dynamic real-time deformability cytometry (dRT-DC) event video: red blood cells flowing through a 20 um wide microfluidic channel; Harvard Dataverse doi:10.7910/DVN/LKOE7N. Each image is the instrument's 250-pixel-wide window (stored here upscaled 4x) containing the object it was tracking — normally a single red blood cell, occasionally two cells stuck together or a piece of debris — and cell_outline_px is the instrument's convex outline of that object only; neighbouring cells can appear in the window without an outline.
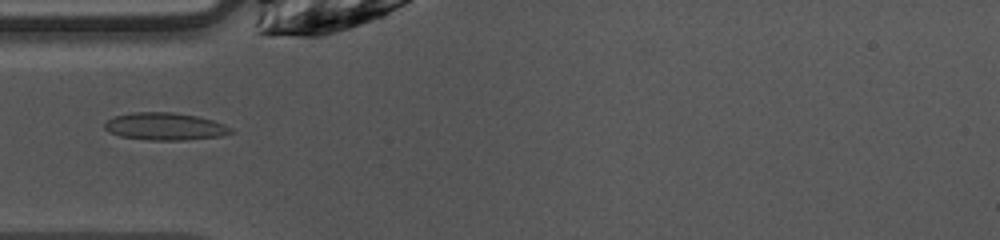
{"species": "common noctule bat (a hibernating species)", "species_latin": "Nyctalus noctula", "temperature_condition": "warm", "stored_images_in_passage": 47, "camera_frame_rate_fps": 3000, "um_per_image_px": 0.085, "animal": {"sex": "female", "body_mass_g": 10.0, "forearm_length_mm": 53.1}, "frame": {"image": 1, "passage_image": 13, "time_ms": 4.0, "image_size_px": [1000, 240], "cell_outline_px": [[232, 132], [220, 136], [184, 140], [148, 140], [120, 136], [108, 132], [104, 128], [104, 124], [108, 120], [116, 116], [132, 112], [172, 112], [196, 116], [212, 120], [224, 124], [232, 128]], "centroid_in_image_um": [14.0, 10.75], "position_along_channel_um": 71.0, "area_um2": 20.06}}
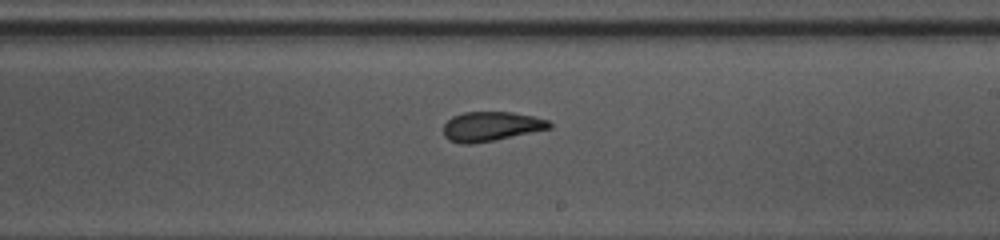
{"frame": {"image": 2, "passage_image": 26, "time_ms": 8.333, "image_size_px": [1000, 240], "cell_outline_px": [[552, 128], [472, 144], [460, 144], [448, 140], [444, 136], [444, 124], [452, 116], [464, 112], [512, 112], [532, 116], [548, 120], [552, 124]], "centroid_in_image_um": [41.71, 10.74], "position_along_channel_um": 247.3, "area_um2": 18.09}}
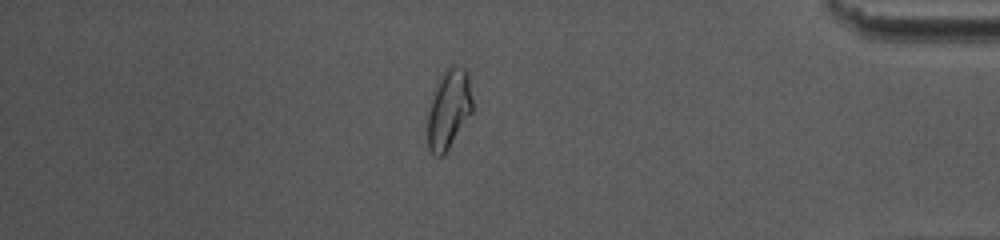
{"frame": {"image": 3, "passage_image": 40, "time_ms": 13.0, "image_size_px": [1000, 240], "cell_outline_px": [[472, 112], [444, 156], [436, 156], [428, 148], [428, 112], [432, 96], [436, 84], [440, 76], [448, 68], [464, 68], [468, 72], [472, 100]], "centroid_in_image_um": [38.14, 9.31], "position_along_channel_um": 397.1, "area_um2": 20.46}, "authors_computed_cell_mechanics": {"area_um2": 19.363, "velocity_mm_per_s": 4.0433, "shape_relaxation_time_tau1_ms": null, "shape_relaxation_time_tau2_ms": 1.9773, "deformation_change_tau1": null, "deformation_change_tau2": 0.0836}}